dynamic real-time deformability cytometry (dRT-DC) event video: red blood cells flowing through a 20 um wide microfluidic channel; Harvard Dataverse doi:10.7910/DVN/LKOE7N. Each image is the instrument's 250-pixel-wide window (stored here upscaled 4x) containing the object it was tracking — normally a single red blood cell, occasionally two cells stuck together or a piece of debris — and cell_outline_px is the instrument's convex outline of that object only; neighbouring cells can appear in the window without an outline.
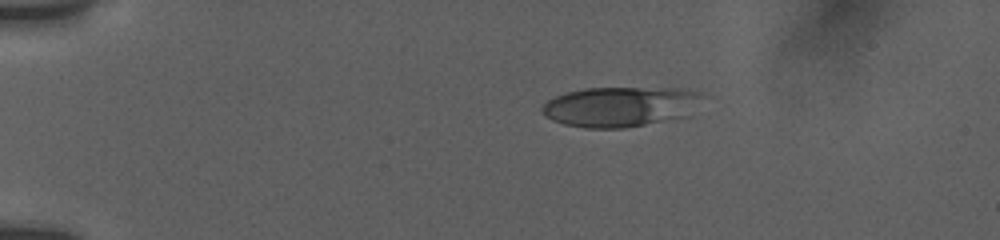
{"species": "human", "species_latin": "Homo sapiens", "temperature_condition": "room temperature", "stored_images_in_passage": 14, "camera_frame_rate_fps": 3000, "um_per_image_px": 0.085, "donor": {"sex": "female"}, "frame": {"image": 1, "passage_image": 1, "time_ms": 0.0, "image_size_px": [1000, 240], "cell_outline_px": [[704, 92], [692, 116], [624, 128], [584, 128], [564, 124], [552, 120], [544, 116], [540, 112], [540, 108], [548, 100], [556, 96], [568, 92], [588, 88], [688, 88]], "centroid_in_image_um": [52.79, 9.06], "position_along_channel_um": 32.2, "area_um2": 38.03}}